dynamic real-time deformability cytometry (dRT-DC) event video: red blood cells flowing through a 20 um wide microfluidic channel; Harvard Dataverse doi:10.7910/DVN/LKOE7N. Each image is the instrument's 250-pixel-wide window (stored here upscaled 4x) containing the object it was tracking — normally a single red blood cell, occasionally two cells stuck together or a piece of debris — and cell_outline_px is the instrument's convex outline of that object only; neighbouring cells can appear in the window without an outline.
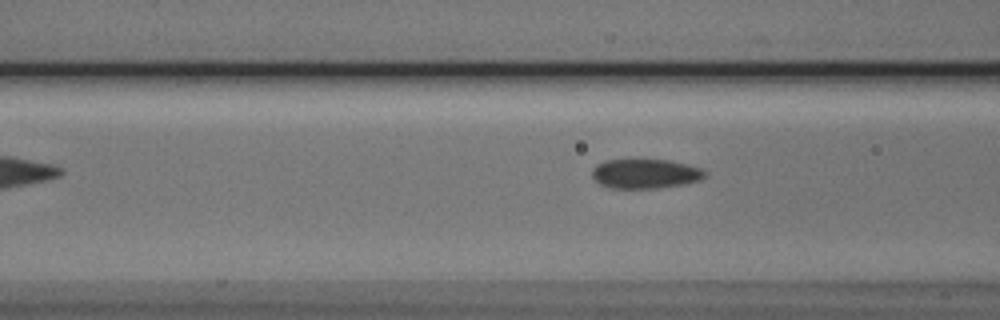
{"species": "Egyptian fruit bat (a non-hibernating species)", "species_latin": "Rousettus aegyptiacus", "temperature_condition": "cold", "stored_images_in_passage": 5, "camera_frame_rate_fps": 3000, "um_per_image_px": 0.085, "animal": {"sex": "male"}, "frame": {"image": 1, "passage_image": 5, "time_ms": 4.667, "image_size_px": [1000, 320], "cell_outline_px": [[708, 172], [700, 180], [680, 184], [656, 188], [612, 188], [600, 184], [592, 176], [592, 168], [596, 164], [604, 160], [668, 160], [700, 168]], "centroid_in_image_um": [54.81, 14.76], "position_along_channel_um": 111.8, "area_um2": 19.13}}